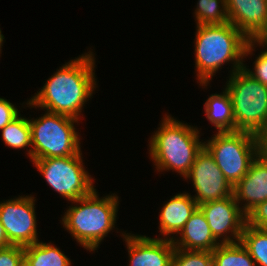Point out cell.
Listing matches in <instances>:
<instances>
[{
	"label": "cell",
	"mask_w": 267,
	"mask_h": 266,
	"mask_svg": "<svg viewBox=\"0 0 267 266\" xmlns=\"http://www.w3.org/2000/svg\"><path fill=\"white\" fill-rule=\"evenodd\" d=\"M258 154L267 161V136H257Z\"/></svg>",
	"instance_id": "obj_28"
},
{
	"label": "cell",
	"mask_w": 267,
	"mask_h": 266,
	"mask_svg": "<svg viewBox=\"0 0 267 266\" xmlns=\"http://www.w3.org/2000/svg\"><path fill=\"white\" fill-rule=\"evenodd\" d=\"M199 208L204 213L217 241L225 244L236 243L241 240L246 224V215L241 211L233 195L222 200L200 204Z\"/></svg>",
	"instance_id": "obj_11"
},
{
	"label": "cell",
	"mask_w": 267,
	"mask_h": 266,
	"mask_svg": "<svg viewBox=\"0 0 267 266\" xmlns=\"http://www.w3.org/2000/svg\"><path fill=\"white\" fill-rule=\"evenodd\" d=\"M185 180H191L196 194L192 198L198 205L222 200L233 195V187L226 180L213 157L203 147L197 154Z\"/></svg>",
	"instance_id": "obj_10"
},
{
	"label": "cell",
	"mask_w": 267,
	"mask_h": 266,
	"mask_svg": "<svg viewBox=\"0 0 267 266\" xmlns=\"http://www.w3.org/2000/svg\"><path fill=\"white\" fill-rule=\"evenodd\" d=\"M2 140L13 149H27L26 153L32 161V136L28 118L19 114L14 120L1 129ZM29 147V150L28 148Z\"/></svg>",
	"instance_id": "obj_19"
},
{
	"label": "cell",
	"mask_w": 267,
	"mask_h": 266,
	"mask_svg": "<svg viewBox=\"0 0 267 266\" xmlns=\"http://www.w3.org/2000/svg\"><path fill=\"white\" fill-rule=\"evenodd\" d=\"M32 136V161L43 158L76 155L81 151L79 120L45 111L39 118L29 119Z\"/></svg>",
	"instance_id": "obj_6"
},
{
	"label": "cell",
	"mask_w": 267,
	"mask_h": 266,
	"mask_svg": "<svg viewBox=\"0 0 267 266\" xmlns=\"http://www.w3.org/2000/svg\"><path fill=\"white\" fill-rule=\"evenodd\" d=\"M253 64V70L247 68L246 64L243 65V68L253 78L267 86V48L260 52Z\"/></svg>",
	"instance_id": "obj_25"
},
{
	"label": "cell",
	"mask_w": 267,
	"mask_h": 266,
	"mask_svg": "<svg viewBox=\"0 0 267 266\" xmlns=\"http://www.w3.org/2000/svg\"><path fill=\"white\" fill-rule=\"evenodd\" d=\"M24 266H71V260L51 242L24 247Z\"/></svg>",
	"instance_id": "obj_18"
},
{
	"label": "cell",
	"mask_w": 267,
	"mask_h": 266,
	"mask_svg": "<svg viewBox=\"0 0 267 266\" xmlns=\"http://www.w3.org/2000/svg\"><path fill=\"white\" fill-rule=\"evenodd\" d=\"M255 45L267 48V26L265 29L256 37Z\"/></svg>",
	"instance_id": "obj_29"
},
{
	"label": "cell",
	"mask_w": 267,
	"mask_h": 266,
	"mask_svg": "<svg viewBox=\"0 0 267 266\" xmlns=\"http://www.w3.org/2000/svg\"><path fill=\"white\" fill-rule=\"evenodd\" d=\"M223 92L210 95L204 103L206 118L217 132H235V118L230 94Z\"/></svg>",
	"instance_id": "obj_17"
},
{
	"label": "cell",
	"mask_w": 267,
	"mask_h": 266,
	"mask_svg": "<svg viewBox=\"0 0 267 266\" xmlns=\"http://www.w3.org/2000/svg\"><path fill=\"white\" fill-rule=\"evenodd\" d=\"M257 136H267V122H266L264 128L258 133Z\"/></svg>",
	"instance_id": "obj_31"
},
{
	"label": "cell",
	"mask_w": 267,
	"mask_h": 266,
	"mask_svg": "<svg viewBox=\"0 0 267 266\" xmlns=\"http://www.w3.org/2000/svg\"><path fill=\"white\" fill-rule=\"evenodd\" d=\"M159 125L148 144L154 168L157 172L172 170L184 178L204 147L200 130L167 114Z\"/></svg>",
	"instance_id": "obj_3"
},
{
	"label": "cell",
	"mask_w": 267,
	"mask_h": 266,
	"mask_svg": "<svg viewBox=\"0 0 267 266\" xmlns=\"http://www.w3.org/2000/svg\"><path fill=\"white\" fill-rule=\"evenodd\" d=\"M198 207L199 205L192 198V195L187 192L175 194L166 201L160 210L161 212H159V235L162 236L159 238L172 240L174 234L178 237L185 223Z\"/></svg>",
	"instance_id": "obj_15"
},
{
	"label": "cell",
	"mask_w": 267,
	"mask_h": 266,
	"mask_svg": "<svg viewBox=\"0 0 267 266\" xmlns=\"http://www.w3.org/2000/svg\"><path fill=\"white\" fill-rule=\"evenodd\" d=\"M179 234V239L177 237L172 239L175 248L213 251L220 244L214 238L206 217L199 207L185 223L184 228Z\"/></svg>",
	"instance_id": "obj_16"
},
{
	"label": "cell",
	"mask_w": 267,
	"mask_h": 266,
	"mask_svg": "<svg viewBox=\"0 0 267 266\" xmlns=\"http://www.w3.org/2000/svg\"><path fill=\"white\" fill-rule=\"evenodd\" d=\"M11 244L8 241L7 234L5 232V229L0 222V248H5L10 246Z\"/></svg>",
	"instance_id": "obj_30"
},
{
	"label": "cell",
	"mask_w": 267,
	"mask_h": 266,
	"mask_svg": "<svg viewBox=\"0 0 267 266\" xmlns=\"http://www.w3.org/2000/svg\"><path fill=\"white\" fill-rule=\"evenodd\" d=\"M35 200L30 194L0 202V222L11 245L25 247L39 241Z\"/></svg>",
	"instance_id": "obj_9"
},
{
	"label": "cell",
	"mask_w": 267,
	"mask_h": 266,
	"mask_svg": "<svg viewBox=\"0 0 267 266\" xmlns=\"http://www.w3.org/2000/svg\"><path fill=\"white\" fill-rule=\"evenodd\" d=\"M204 148L232 187L247 174L252 161L258 156L257 135L246 131L216 132L204 141Z\"/></svg>",
	"instance_id": "obj_7"
},
{
	"label": "cell",
	"mask_w": 267,
	"mask_h": 266,
	"mask_svg": "<svg viewBox=\"0 0 267 266\" xmlns=\"http://www.w3.org/2000/svg\"><path fill=\"white\" fill-rule=\"evenodd\" d=\"M0 266H24V247L10 245L0 248Z\"/></svg>",
	"instance_id": "obj_24"
},
{
	"label": "cell",
	"mask_w": 267,
	"mask_h": 266,
	"mask_svg": "<svg viewBox=\"0 0 267 266\" xmlns=\"http://www.w3.org/2000/svg\"><path fill=\"white\" fill-rule=\"evenodd\" d=\"M4 35L2 34V31H1V29H0V54H2V46H3V42H4ZM1 56V55H0Z\"/></svg>",
	"instance_id": "obj_32"
},
{
	"label": "cell",
	"mask_w": 267,
	"mask_h": 266,
	"mask_svg": "<svg viewBox=\"0 0 267 266\" xmlns=\"http://www.w3.org/2000/svg\"><path fill=\"white\" fill-rule=\"evenodd\" d=\"M126 243L128 266H171L175 246L171 239L121 233Z\"/></svg>",
	"instance_id": "obj_12"
},
{
	"label": "cell",
	"mask_w": 267,
	"mask_h": 266,
	"mask_svg": "<svg viewBox=\"0 0 267 266\" xmlns=\"http://www.w3.org/2000/svg\"><path fill=\"white\" fill-rule=\"evenodd\" d=\"M195 69L200 86L210 84V80L223 64L232 63V71L243 68L244 59L255 50V39L249 40L232 23L196 25Z\"/></svg>",
	"instance_id": "obj_2"
},
{
	"label": "cell",
	"mask_w": 267,
	"mask_h": 266,
	"mask_svg": "<svg viewBox=\"0 0 267 266\" xmlns=\"http://www.w3.org/2000/svg\"><path fill=\"white\" fill-rule=\"evenodd\" d=\"M229 22L249 40L267 26V0H226Z\"/></svg>",
	"instance_id": "obj_14"
},
{
	"label": "cell",
	"mask_w": 267,
	"mask_h": 266,
	"mask_svg": "<svg viewBox=\"0 0 267 266\" xmlns=\"http://www.w3.org/2000/svg\"><path fill=\"white\" fill-rule=\"evenodd\" d=\"M81 152L72 156L32 161L48 185L68 201L88 196L95 190V179L86 171Z\"/></svg>",
	"instance_id": "obj_8"
},
{
	"label": "cell",
	"mask_w": 267,
	"mask_h": 266,
	"mask_svg": "<svg viewBox=\"0 0 267 266\" xmlns=\"http://www.w3.org/2000/svg\"><path fill=\"white\" fill-rule=\"evenodd\" d=\"M240 242L257 266H267V229L244 225Z\"/></svg>",
	"instance_id": "obj_21"
},
{
	"label": "cell",
	"mask_w": 267,
	"mask_h": 266,
	"mask_svg": "<svg viewBox=\"0 0 267 266\" xmlns=\"http://www.w3.org/2000/svg\"><path fill=\"white\" fill-rule=\"evenodd\" d=\"M213 266H257L248 250L239 241L220 243L213 251Z\"/></svg>",
	"instance_id": "obj_20"
},
{
	"label": "cell",
	"mask_w": 267,
	"mask_h": 266,
	"mask_svg": "<svg viewBox=\"0 0 267 266\" xmlns=\"http://www.w3.org/2000/svg\"><path fill=\"white\" fill-rule=\"evenodd\" d=\"M98 195L95 189L88 196L71 201L74 205L69 206L61 220L64 229L90 252L96 251L115 228L119 206L115 193L100 198Z\"/></svg>",
	"instance_id": "obj_4"
},
{
	"label": "cell",
	"mask_w": 267,
	"mask_h": 266,
	"mask_svg": "<svg viewBox=\"0 0 267 266\" xmlns=\"http://www.w3.org/2000/svg\"><path fill=\"white\" fill-rule=\"evenodd\" d=\"M95 56L92 51L63 64L26 102L31 108L66 115L80 121L84 104L96 90Z\"/></svg>",
	"instance_id": "obj_1"
},
{
	"label": "cell",
	"mask_w": 267,
	"mask_h": 266,
	"mask_svg": "<svg viewBox=\"0 0 267 266\" xmlns=\"http://www.w3.org/2000/svg\"><path fill=\"white\" fill-rule=\"evenodd\" d=\"M233 196L245 215L267 200V161L259 154L247 174L233 187Z\"/></svg>",
	"instance_id": "obj_13"
},
{
	"label": "cell",
	"mask_w": 267,
	"mask_h": 266,
	"mask_svg": "<svg viewBox=\"0 0 267 266\" xmlns=\"http://www.w3.org/2000/svg\"><path fill=\"white\" fill-rule=\"evenodd\" d=\"M194 13L197 25L225 24L229 22L226 0H198Z\"/></svg>",
	"instance_id": "obj_22"
},
{
	"label": "cell",
	"mask_w": 267,
	"mask_h": 266,
	"mask_svg": "<svg viewBox=\"0 0 267 266\" xmlns=\"http://www.w3.org/2000/svg\"><path fill=\"white\" fill-rule=\"evenodd\" d=\"M19 110L5 98H0V130L19 115Z\"/></svg>",
	"instance_id": "obj_27"
},
{
	"label": "cell",
	"mask_w": 267,
	"mask_h": 266,
	"mask_svg": "<svg viewBox=\"0 0 267 266\" xmlns=\"http://www.w3.org/2000/svg\"><path fill=\"white\" fill-rule=\"evenodd\" d=\"M171 266H213L212 251L175 248Z\"/></svg>",
	"instance_id": "obj_23"
},
{
	"label": "cell",
	"mask_w": 267,
	"mask_h": 266,
	"mask_svg": "<svg viewBox=\"0 0 267 266\" xmlns=\"http://www.w3.org/2000/svg\"><path fill=\"white\" fill-rule=\"evenodd\" d=\"M246 223L255 228L267 229V200L246 215Z\"/></svg>",
	"instance_id": "obj_26"
},
{
	"label": "cell",
	"mask_w": 267,
	"mask_h": 266,
	"mask_svg": "<svg viewBox=\"0 0 267 266\" xmlns=\"http://www.w3.org/2000/svg\"><path fill=\"white\" fill-rule=\"evenodd\" d=\"M228 78L225 88L232 101L235 131L258 135L267 122V86L244 68L236 70Z\"/></svg>",
	"instance_id": "obj_5"
}]
</instances>
